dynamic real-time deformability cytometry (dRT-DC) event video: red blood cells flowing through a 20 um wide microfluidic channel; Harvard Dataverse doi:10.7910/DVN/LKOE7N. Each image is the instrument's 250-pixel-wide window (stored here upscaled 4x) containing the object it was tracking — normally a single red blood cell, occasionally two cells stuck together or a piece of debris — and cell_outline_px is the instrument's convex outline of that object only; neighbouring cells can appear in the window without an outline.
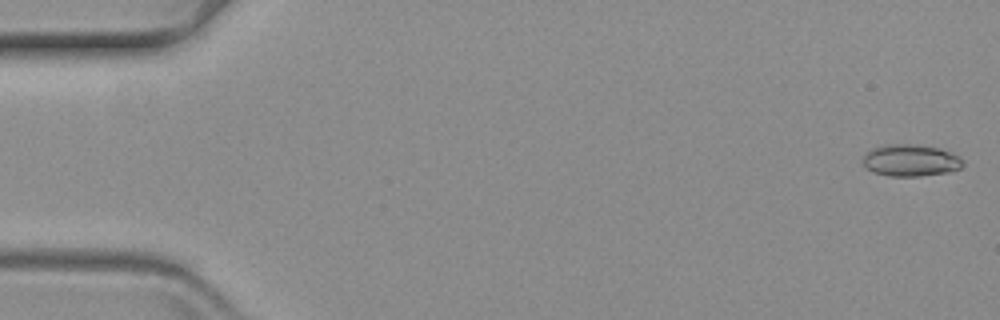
{"species": "common noctule bat (a hibernating species)", "species_latin": "Nyctalus noctula", "temperature_condition": "warm", "stored_images_in_passage": 61, "camera_frame_rate_fps": 3000, "um_per_image_px": 0.085, "animal": {"sex": "female", "body_mass_g": 19.3, "forearm_length_mm": 54.1}, "frame": {"image": 1, "passage_image": 2, "time_ms": 0.333, "image_size_px": [1000, 320], "cell_outline_px": [[964, 164], [960, 168], [948, 172], [920, 176], [888, 176], [872, 172], [864, 164], [864, 156], [872, 148], [888, 144], [912, 144], [940, 148], [952, 152], [960, 156], [964, 160]], "centroid_in_image_um": [77.45, 13.63], "position_along_channel_um": 7.6, "area_um2": 18.61}}
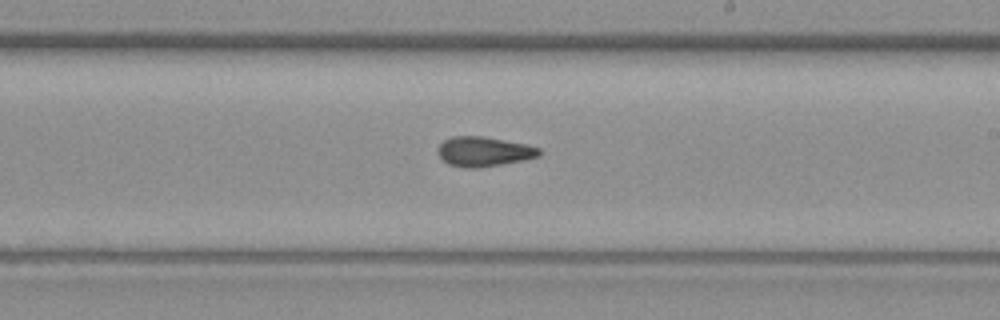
{"frame": {"image": 2, "passage_image": 36, "time_ms": 11.667, "image_size_px": [1000, 320], "cell_outline_px": [[544, 152], [540, 156], [524, 160], [480, 168], [468, 168], [448, 164], [436, 152], [436, 148], [444, 140], [452, 136], [484, 136], [524, 144], [540, 148]], "centroid_in_image_um": [41.13, 12.88], "position_along_channel_um": 247.9, "area_um2": 17.69}}
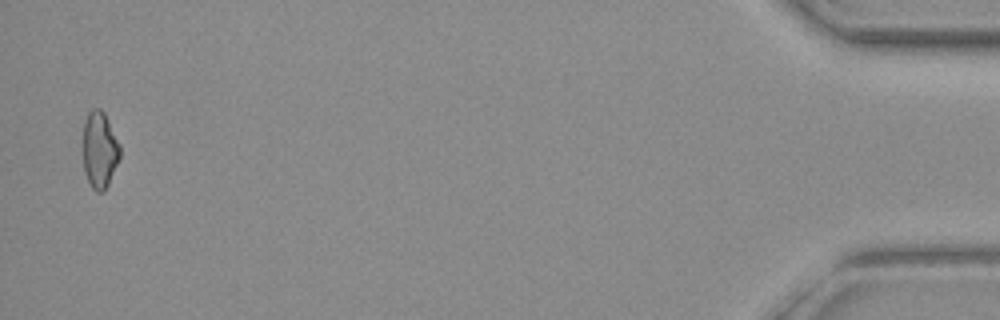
{"frame": {"image": 3, "passage_image": 60, "time_ms": 19.667, "image_size_px": [1000, 320], "cell_outline_px": [[120, 156], [108, 184], [104, 192], [96, 192], [92, 188], [84, 172], [84, 120], [88, 112], [92, 108], [100, 108], [104, 112], [120, 144]], "centroid_in_image_um": [8.47, 12.72], "position_along_channel_um": 426.7, "area_um2": 16.42}}